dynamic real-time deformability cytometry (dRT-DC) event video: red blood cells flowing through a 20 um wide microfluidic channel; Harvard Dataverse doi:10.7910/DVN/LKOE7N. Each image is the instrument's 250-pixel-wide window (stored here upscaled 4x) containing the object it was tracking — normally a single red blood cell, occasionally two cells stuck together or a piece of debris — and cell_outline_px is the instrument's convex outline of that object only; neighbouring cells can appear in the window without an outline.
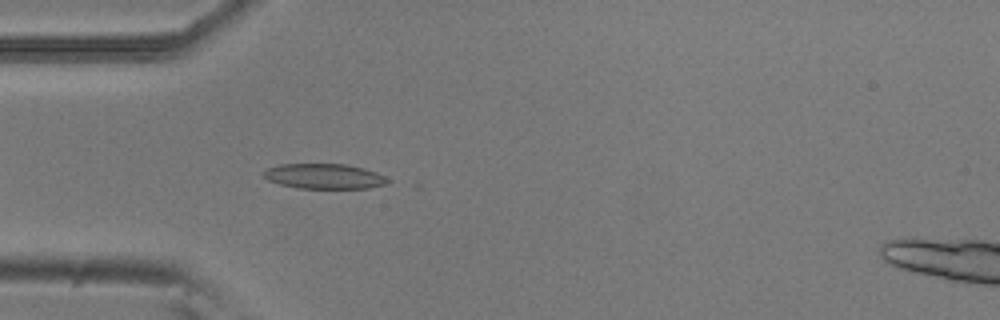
{"species": "common noctule bat (a hibernating species)", "species_latin": "Nyctalus noctula", "temperature_condition": "room temperature", "stored_images_in_passage": 6, "camera_frame_rate_fps": 3000, "um_per_image_px": 0.085, "animal": {"sex": "male", "body_mass_g": 20.5, "forearm_length_mm": 52.5}, "frame": {"image": 1, "passage_image": 5, "time_ms": 1.333, "image_size_px": [1000, 320], "cell_outline_px": [[388, 180], [384, 184], [368, 188], [296, 188], [280, 184], [268, 180], [264, 176], [264, 172], [268, 168], [280, 164], [344, 164], [364, 168], [376, 172], [384, 176]], "centroid_in_image_um": [27.54, 14.98], "position_along_channel_um": 57.5, "area_um2": 17.92}}